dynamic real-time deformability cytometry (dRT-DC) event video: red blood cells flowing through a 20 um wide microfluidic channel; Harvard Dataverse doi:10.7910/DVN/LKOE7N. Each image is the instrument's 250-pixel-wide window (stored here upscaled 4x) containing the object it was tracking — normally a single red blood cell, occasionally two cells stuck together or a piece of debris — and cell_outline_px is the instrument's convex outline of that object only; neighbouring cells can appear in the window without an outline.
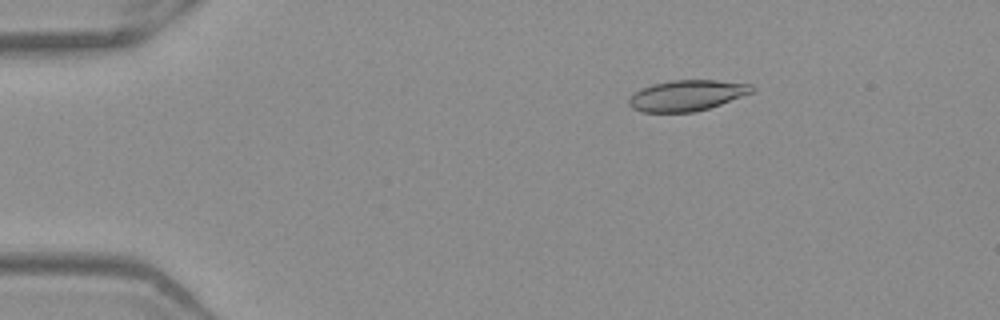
{"species": "Egyptian fruit bat (a non-hibernating species)", "species_latin": "Rousettus aegyptiacus", "temperature_condition": "warm", "stored_images_in_passage": 52, "camera_frame_rate_fps": 3000, "um_per_image_px": 0.085, "frame": {"image": 1, "passage_image": 9, "time_ms": 2.667, "image_size_px": [1000, 320], "cell_outline_px": [[756, 88], [752, 92], [720, 104], [708, 108], [692, 112], [640, 112], [632, 108], [628, 104], [628, 100], [636, 92], [652, 84], [672, 80], [716, 80], [752, 84]], "centroid_in_image_um": [58.39, 8.11], "position_along_channel_um": 26.6, "area_um2": 21.85}}
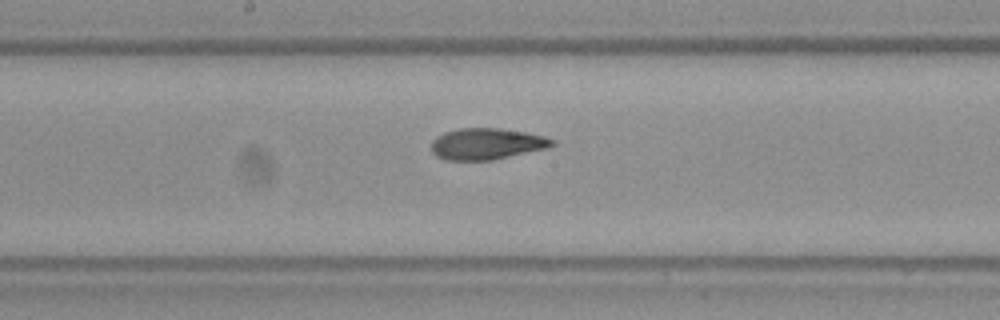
{"frame": {"image": 2, "passage_image": 28, "time_ms": 9.0, "image_size_px": [1000, 320], "cell_outline_px": [[556, 144], [548, 148], [492, 160], [444, 160], [436, 156], [432, 152], [432, 140], [436, 136], [444, 132], [460, 128], [500, 128], [524, 132], [544, 136], [556, 140]], "centroid_in_image_um": [41.37, 12.23], "position_along_channel_um": 206.8, "area_um2": 22.2}}
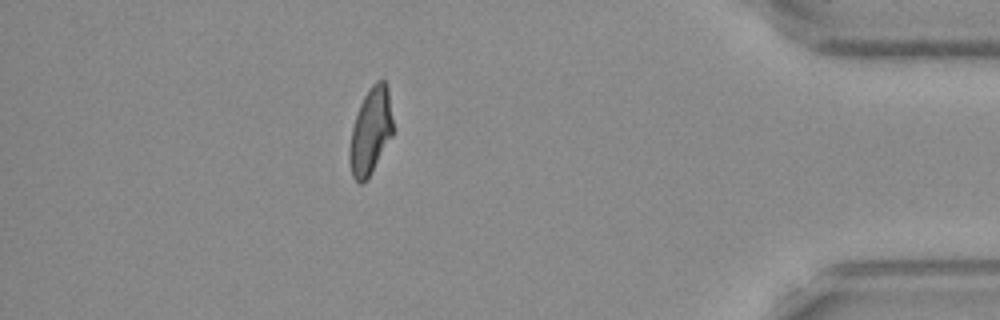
{"frame": {"image": 3, "passage_image": 46, "time_ms": 15.0, "image_size_px": [1000, 320], "cell_outline_px": [[392, 136], [368, 176], [360, 184], [352, 176], [348, 160], [348, 148], [352, 128], [360, 104], [364, 96], [372, 84], [376, 80], [384, 80], [388, 84], [392, 120]], "centroid_in_image_um": [31.48, 11.11], "position_along_channel_um": 403.7, "area_um2": 21.62}, "authors_computed_cell_mechanics": {"area_um2": 22.3108, "velocity_mm_per_s": 3.971, "shape_relaxation_time_tau1_ms": 9.8047, "shape_relaxation_time_tau2_ms": 2.1606, "deformation_change_tau1": 0.2565, "deformation_change_tau2": 0.0899}}